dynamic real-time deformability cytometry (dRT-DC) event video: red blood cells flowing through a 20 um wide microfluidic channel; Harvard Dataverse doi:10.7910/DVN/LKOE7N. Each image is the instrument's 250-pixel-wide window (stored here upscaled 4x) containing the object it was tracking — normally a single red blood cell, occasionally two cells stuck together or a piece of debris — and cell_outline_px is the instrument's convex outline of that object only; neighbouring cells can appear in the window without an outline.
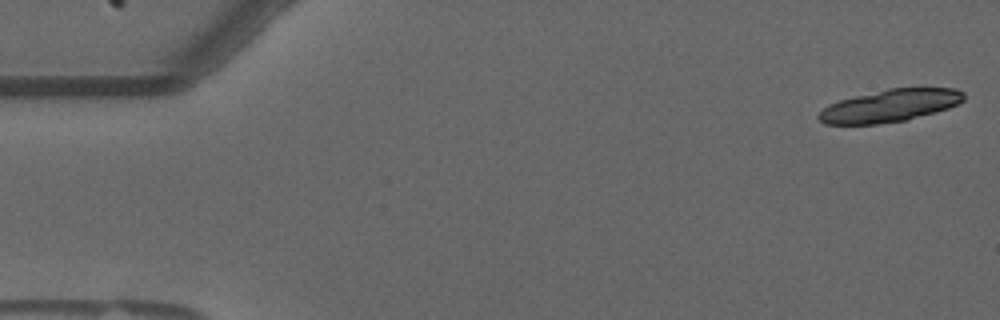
{"species": "common noctule bat (a hibernating species)", "species_latin": "Nyctalus noctula", "temperature_condition": "warm", "stored_images_in_passage": 18, "camera_frame_rate_fps": 3000, "um_per_image_px": 0.085, "animal": {"sex": "male", "forearm_length_mm": 52.5}, "frame": {"image": 1, "passage_image": 1, "time_ms": 0.0, "image_size_px": [1000, 320], "cell_outline_px": [[964, 100], [948, 108], [936, 112], [904, 120], [876, 124], [824, 124], [816, 116], [828, 104], [840, 100], [888, 88], [956, 88], [964, 92]], "centroid_in_image_um": [75.65, 8.98], "position_along_channel_um": 9.4, "area_um2": 27.17}}